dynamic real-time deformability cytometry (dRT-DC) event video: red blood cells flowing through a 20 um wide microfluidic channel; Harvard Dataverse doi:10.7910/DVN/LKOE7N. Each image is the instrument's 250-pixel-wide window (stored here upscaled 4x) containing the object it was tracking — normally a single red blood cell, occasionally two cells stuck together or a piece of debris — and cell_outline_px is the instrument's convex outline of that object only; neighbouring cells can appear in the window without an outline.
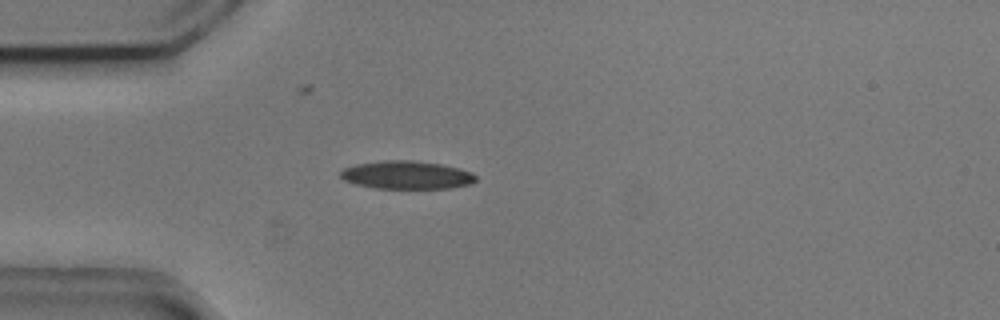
{"species": "common noctule bat (a hibernating species)", "species_latin": "Nyctalus noctula", "temperature_condition": "cold", "stored_images_in_passage": 37, "camera_frame_rate_fps": 3000, "um_per_image_px": 0.085, "animal": {"sex": "male", "body_mass_g": 20.5, "forearm_length_mm": 52.5}, "frame": {"image": 1, "passage_image": 1, "time_ms": 0.0, "image_size_px": [1000, 320], "cell_outline_px": [[476, 180], [472, 184], [452, 188], [376, 188], [356, 184], [344, 180], [340, 176], [340, 172], [344, 168], [356, 164], [384, 160], [412, 160], [440, 164], [460, 168], [472, 172], [476, 176]], "centroid_in_image_um": [34.59, 14.87], "position_along_channel_um": 50.4, "area_um2": 22.2}}
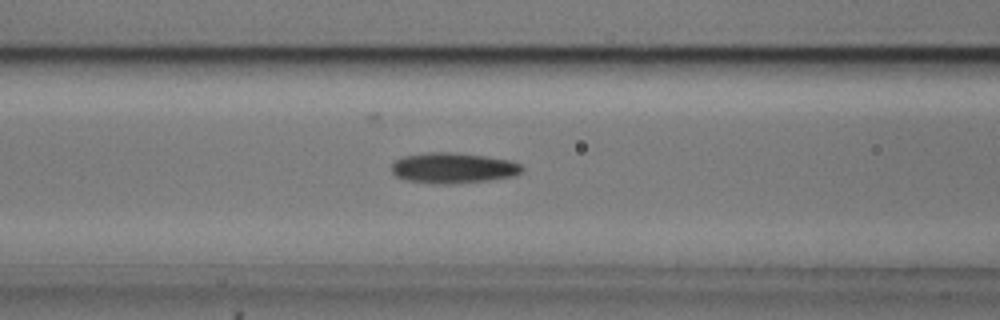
{"frame": {"image": 2, "passage_image": 8, "time_ms": 2.333, "image_size_px": [1000, 320], "cell_outline_px": [[524, 168], [516, 176], [488, 180], [452, 184], [432, 184], [408, 180], [396, 176], [392, 172], [392, 164], [396, 160], [404, 156], [428, 152], [452, 152], [484, 156], [512, 160], [520, 164]], "centroid_in_image_um": [38.54, 14.28], "position_along_channel_um": 128.1, "area_um2": 23.29}}
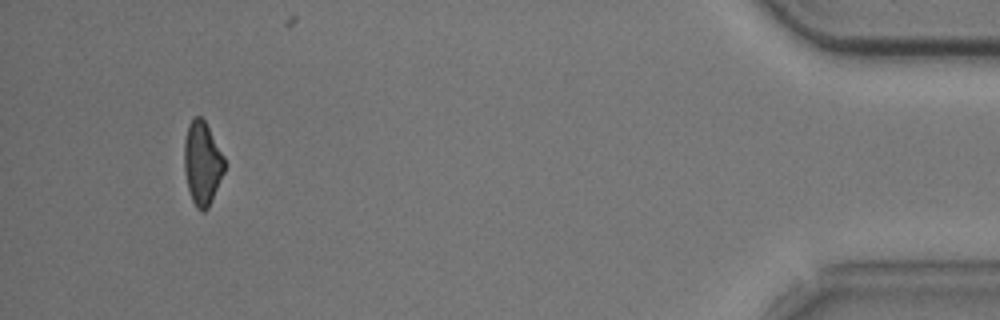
{"frame": {"image": 3, "passage_image": 37, "time_ms": 12.0, "image_size_px": [1000, 320], "cell_outline_px": [[224, 172], [212, 200], [208, 208], [204, 212], [200, 212], [196, 208], [192, 200], [188, 188], [184, 172], [184, 140], [188, 124], [196, 116], [200, 116], [204, 120], [224, 156]], "centroid_in_image_um": [17.18, 13.9], "position_along_channel_um": 418.0, "area_um2": 19.54}, "authors_computed_cell_mechanics": {"area_um2": 21.8484, "velocity_mm_per_s": 3.7475, "shape_relaxation_time_tau1_ms": 5.1379, "shape_relaxation_time_tau2_ms": 8.0358, "deformation_change_tau1": 0.1376, "deformation_change_tau2": 0.1775}}